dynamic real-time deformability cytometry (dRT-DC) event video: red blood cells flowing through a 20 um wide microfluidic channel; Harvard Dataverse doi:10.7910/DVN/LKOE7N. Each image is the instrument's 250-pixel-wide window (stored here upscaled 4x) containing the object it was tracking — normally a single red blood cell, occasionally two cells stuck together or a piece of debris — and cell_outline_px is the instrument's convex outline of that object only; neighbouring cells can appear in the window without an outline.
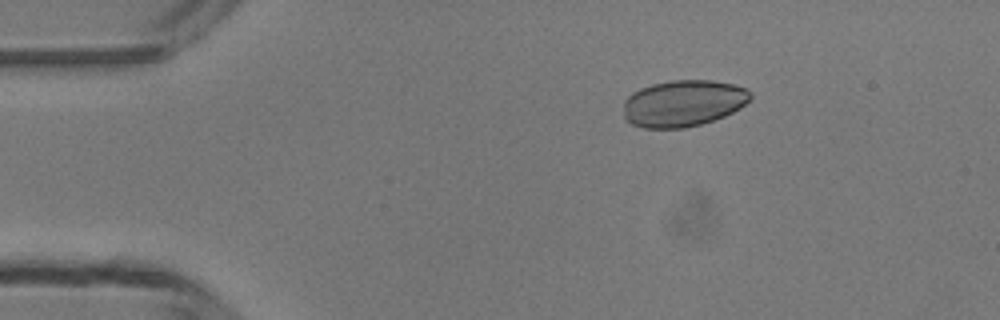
{"species": "common noctule bat (a hibernating species)", "species_latin": "Nyctalus noctula", "temperature_condition": "room temperature", "stored_images_in_passage": 5, "camera_frame_rate_fps": 3000, "um_per_image_px": 0.085, "animal": {"sex": "male", "body_mass_g": 13.3}, "frame": {"image": 1, "passage_image": 3, "time_ms": 2.333, "image_size_px": [1000, 320], "cell_outline_px": [[752, 96], [740, 108], [724, 116], [700, 124], [684, 128], [644, 128], [632, 124], [624, 120], [624, 100], [632, 92], [640, 88], [652, 84], [672, 80], [712, 80], [736, 84], [748, 88], [752, 92]], "centroid_in_image_um": [58.07, 8.77], "position_along_channel_um": 26.9, "area_um2": 34.68}}